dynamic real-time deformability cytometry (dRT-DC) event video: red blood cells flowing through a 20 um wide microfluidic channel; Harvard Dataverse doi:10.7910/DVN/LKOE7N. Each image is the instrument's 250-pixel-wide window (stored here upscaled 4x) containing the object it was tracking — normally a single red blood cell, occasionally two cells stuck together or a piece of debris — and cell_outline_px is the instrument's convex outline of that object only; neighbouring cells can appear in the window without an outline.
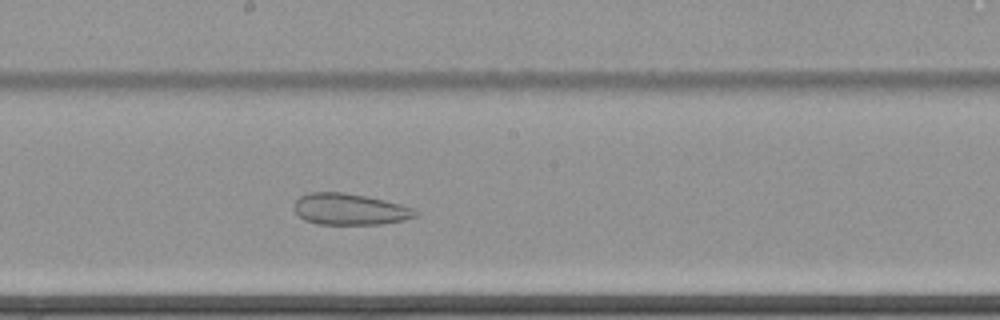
{"species": "common noctule bat (a hibernating species)", "species_latin": "Nyctalus noctula", "temperature_condition": "cold", "stored_images_in_passage": 65, "camera_frame_rate_fps": 3000, "um_per_image_px": 0.085, "animal": {"sex": "female", "body_mass_g": 22.7, "forearm_length_mm": 54.2}, "frame": {"image": 1, "passage_image": 39, "time_ms": 12.667, "image_size_px": [1000, 320], "cell_outline_px": [[420, 216], [404, 220], [380, 224], [316, 224], [304, 220], [296, 212], [296, 200], [300, 196], [308, 192], [344, 192], [368, 196], [400, 204], [412, 208], [420, 212]], "centroid_in_image_um": [29.78, 17.78], "position_along_channel_um": 218.4, "area_um2": 22.25}}
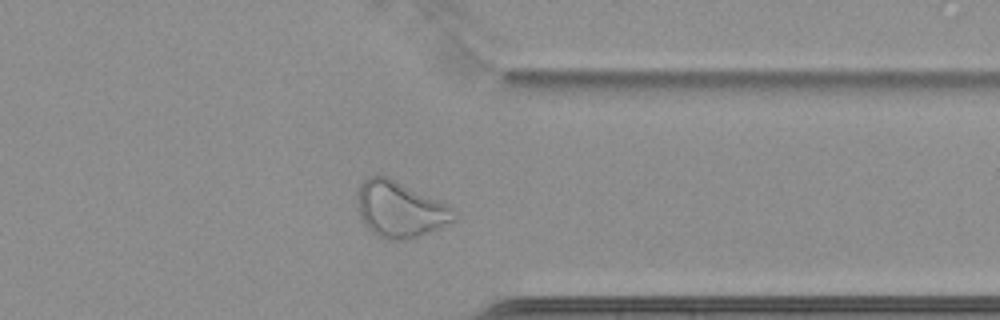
{"frame": {"image": 2, "passage_image": 53, "time_ms": 17.333, "image_size_px": [1000, 320], "cell_outline_px": [[456, 220], [440, 228], [412, 240], [384, 240], [376, 236], [360, 220], [356, 200], [356, 196], [360, 184], [368, 176], [388, 176], [448, 204], [452, 208], [456, 216]], "centroid_in_image_um": [33.98, 17.82], "position_along_channel_um": 377.4, "area_um2": 32.19}}
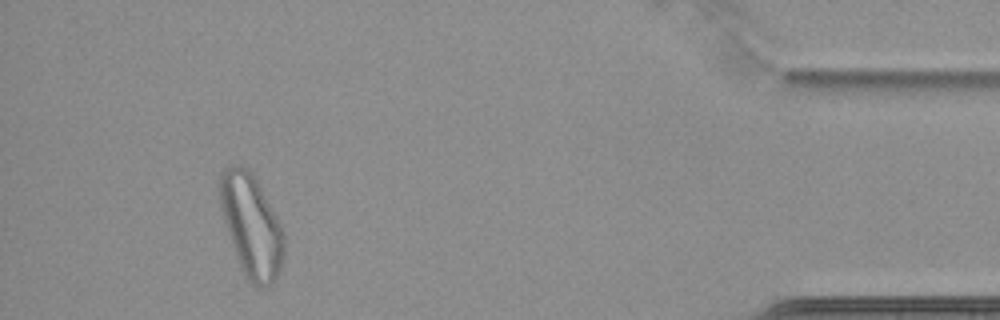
{"frame": {"image": 3, "passage_image": 61, "time_ms": 20.0, "image_size_px": [1000, 320], "cell_outline_px": [[284, 256], [280, 268], [276, 276], [268, 284], [260, 288], [244, 280], [224, 220], [220, 204], [220, 172], [224, 168], [232, 164], [240, 164], [248, 168], [252, 172], [276, 216], [284, 232]], "centroid_in_image_um": [21.35, 19.18], "position_along_channel_um": 413.9, "area_um2": 38.15}}